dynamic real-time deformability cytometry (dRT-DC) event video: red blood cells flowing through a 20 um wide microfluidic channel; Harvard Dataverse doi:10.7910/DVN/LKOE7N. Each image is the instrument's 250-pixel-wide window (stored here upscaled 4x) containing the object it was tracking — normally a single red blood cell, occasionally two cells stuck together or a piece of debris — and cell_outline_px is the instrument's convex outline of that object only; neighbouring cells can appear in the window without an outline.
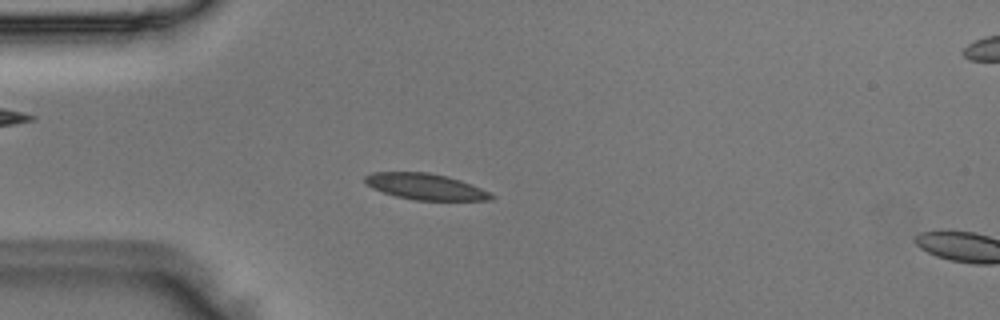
{"species": "Egyptian fruit bat (a non-hibernating species)", "species_latin": "Rousettus aegyptiacus", "temperature_condition": "room temperature", "stored_images_in_passage": 4, "camera_frame_rate_fps": 3000, "um_per_image_px": 0.085, "animal": {"sex": "male"}, "frame": {"image": 1, "passage_image": 3, "time_ms": 0.667, "image_size_px": [1000, 320], "cell_outline_px": [[496, 196], [492, 200], [416, 200], [396, 196], [372, 188], [364, 184], [364, 176], [372, 172], [428, 172], [448, 176], [460, 180], [480, 188]], "centroid_in_image_um": [36.13, 15.85], "position_along_channel_um": 48.9, "area_um2": 19.19}}